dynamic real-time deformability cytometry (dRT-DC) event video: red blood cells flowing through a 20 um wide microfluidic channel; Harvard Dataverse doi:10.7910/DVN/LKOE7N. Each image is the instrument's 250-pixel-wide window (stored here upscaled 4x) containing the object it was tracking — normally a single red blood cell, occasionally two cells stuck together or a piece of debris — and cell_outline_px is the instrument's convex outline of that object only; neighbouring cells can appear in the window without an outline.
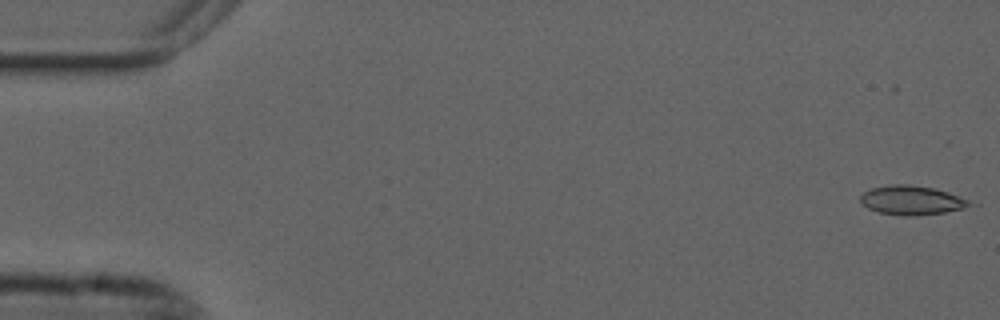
{"species": "common noctule bat (a hibernating species)", "species_latin": "Nyctalus noctula", "temperature_condition": "cold", "stored_images_in_passage": 55, "camera_frame_rate_fps": 3000, "um_per_image_px": 0.085, "animal": {"sex": "male", "forearm_length_mm": 52.5}, "frame": {"image": 1, "passage_image": 1, "time_ms": 0.0, "image_size_px": [1000, 320], "cell_outline_px": [[980, 204], [964, 208], [944, 212], [908, 216], [904, 216], [880, 212], [868, 208], [860, 200], [860, 196], [864, 192], [872, 188], [892, 184], [908, 184], [932, 188], [948, 192]], "centroid_in_image_um": [77.55, 17.02], "position_along_channel_um": 7.5, "area_um2": 18.44}}
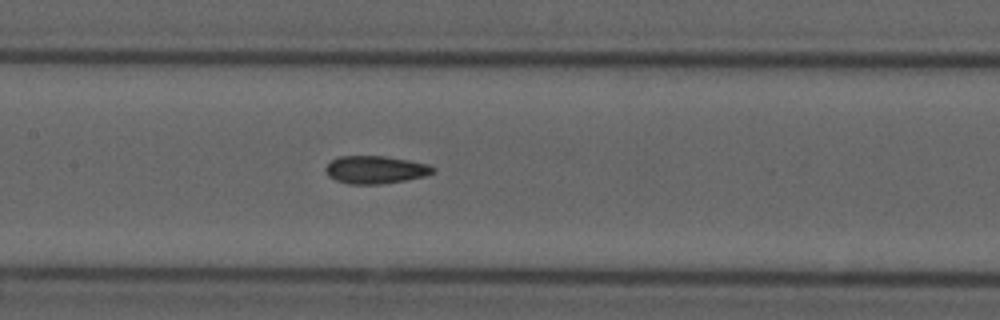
{"frame": {"image": 2, "passage_image": 26, "time_ms": 8.333, "image_size_px": [1000, 320], "cell_outline_px": [[436, 172], [424, 176], [404, 180], [380, 184], [348, 184], [336, 180], [328, 176], [324, 168], [332, 160], [340, 156], [384, 156], [408, 160], [428, 164], [436, 168]], "centroid_in_image_um": [31.91, 14.42], "position_along_channel_um": 175.5, "area_um2": 17.34}}
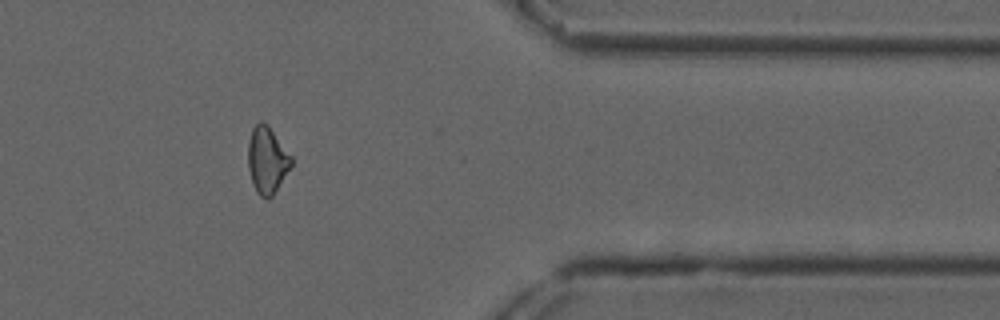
{"frame": {"image": 3, "passage_image": 45, "time_ms": 14.667, "image_size_px": [1000, 320], "cell_outline_px": [[292, 164], [272, 196], [268, 200], [260, 196], [256, 192], [248, 168], [248, 140], [252, 128], [260, 120], [268, 124], [292, 156]], "centroid_in_image_um": [22.69, 13.58], "position_along_channel_um": 388.7, "area_um2": 16.82}, "authors_computed_cell_mechanics": {"area_um2": 17.3978, "velocity_mm_per_s": 3.6953, "shape_relaxation_time_tau1_ms": 4.7853, "shape_relaxation_time_tau2_ms": 3.1612, "deformation_change_tau1": 0.1035, "deformation_change_tau2": 0.0995}}